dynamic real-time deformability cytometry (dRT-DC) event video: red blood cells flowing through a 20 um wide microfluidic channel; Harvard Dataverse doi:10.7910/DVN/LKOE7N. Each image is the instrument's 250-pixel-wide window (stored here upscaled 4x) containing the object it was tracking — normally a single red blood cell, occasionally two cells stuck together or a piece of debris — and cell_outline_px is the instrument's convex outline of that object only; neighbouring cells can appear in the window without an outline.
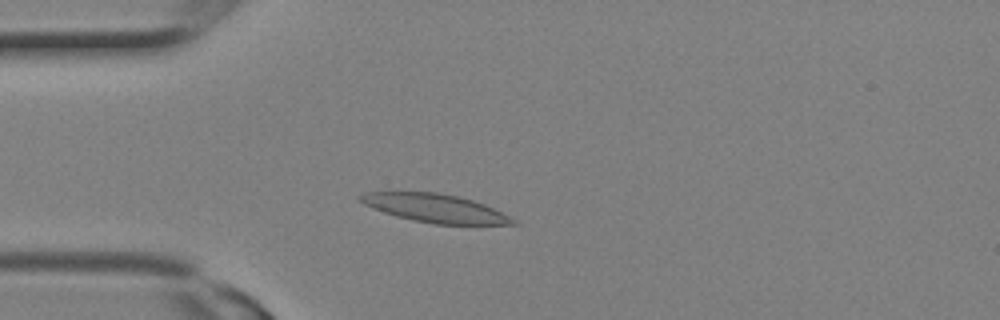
{"species": "Egyptian fruit bat (a non-hibernating species)", "species_latin": "Rousettus aegyptiacus", "temperature_condition": "room temperature", "stored_images_in_passage": 2, "camera_frame_rate_fps": 3000, "um_per_image_px": 0.085, "animal": {"sex": "female"}, "frame": {"image": 1, "passage_image": 2, "time_ms": 0.333, "image_size_px": [1000, 320], "cell_outline_px": [[520, 224], [432, 224], [412, 220], [396, 216], [372, 208], [364, 204], [356, 196], [364, 192], [436, 192], [460, 196], [484, 204], [516, 220]], "centroid_in_image_um": [36.94, 17.69], "position_along_channel_um": 48.1, "area_um2": 25.09}}